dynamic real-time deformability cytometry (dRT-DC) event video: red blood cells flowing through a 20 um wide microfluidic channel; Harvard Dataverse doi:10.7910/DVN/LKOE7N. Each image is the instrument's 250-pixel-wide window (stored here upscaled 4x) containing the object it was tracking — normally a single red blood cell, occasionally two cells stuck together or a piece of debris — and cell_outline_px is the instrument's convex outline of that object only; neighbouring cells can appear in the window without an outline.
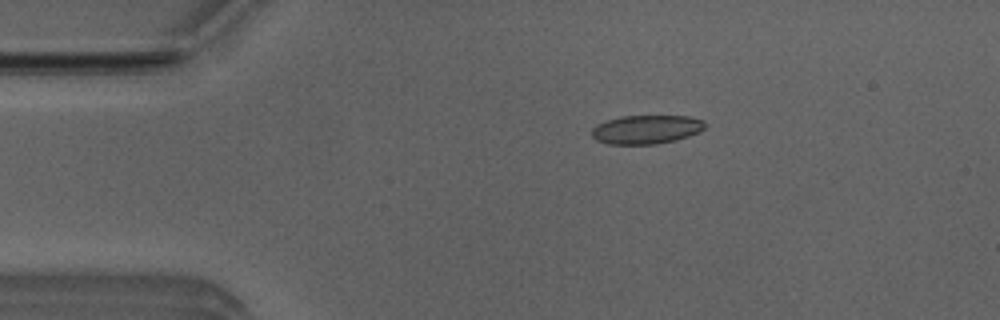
{"species": "Egyptian fruit bat (a non-hibernating species)", "species_latin": "Rousettus aegyptiacus", "temperature_condition": "room temperature", "stored_images_in_passage": 6, "camera_frame_rate_fps": 3000, "um_per_image_px": 0.085, "animal": {"sex": "male"}, "frame": {"image": 1, "passage_image": 3, "time_ms": 0.667, "image_size_px": [1000, 320], "cell_outline_px": [[704, 128], [700, 132], [676, 140], [656, 144], [608, 144], [596, 140], [592, 136], [592, 128], [596, 124], [620, 116], [688, 116], [704, 120]], "centroid_in_image_um": [54.93, 11.0], "position_along_channel_um": 30.1, "area_um2": 19.02}}